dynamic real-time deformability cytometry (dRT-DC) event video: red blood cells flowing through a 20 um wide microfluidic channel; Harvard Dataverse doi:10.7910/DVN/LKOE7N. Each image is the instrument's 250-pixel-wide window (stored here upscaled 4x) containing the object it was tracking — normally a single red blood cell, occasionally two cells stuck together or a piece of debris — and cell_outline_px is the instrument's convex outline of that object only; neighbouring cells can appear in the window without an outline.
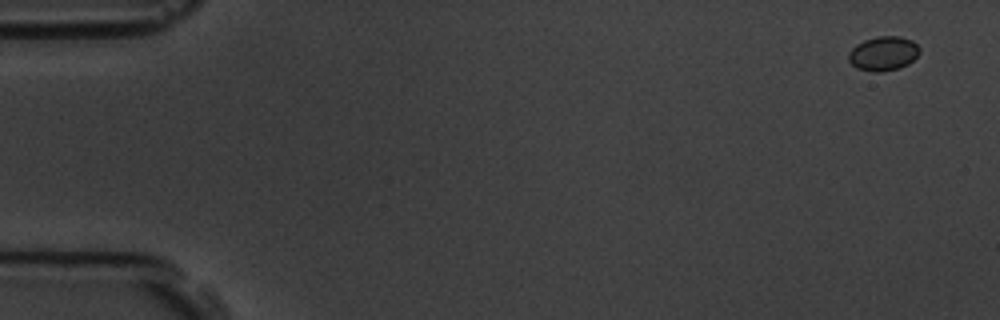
{"species": "common noctule bat (a hibernating species)", "species_latin": "Nyctalus noctula", "temperature_condition": "room temperature", "stored_images_in_passage": 5, "camera_frame_rate_fps": 3000, "um_per_image_px": 0.085, "animal": {"sex": "male", "body_mass_g": 19.5, "forearm_length_mm": 54.6}, "frame": {"image": 1, "passage_image": 1, "time_ms": 0.0, "image_size_px": [1000, 320], "cell_outline_px": [[920, 52], [908, 64], [900, 68], [880, 72], [872, 72], [856, 68], [848, 60], [848, 52], [856, 44], [864, 40], [876, 36], [900, 36], [912, 40], [920, 48]], "centroid_in_image_um": [75.07, 4.55], "position_along_channel_um": 9.9, "area_um2": 14.33}}
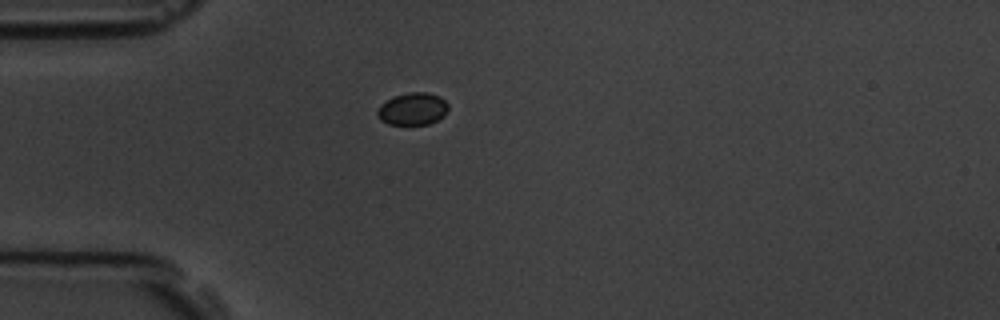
{"frame": {"image": 2, "passage_image": 5, "time_ms": 4.333, "image_size_px": [1000, 320], "cell_outline_px": [[448, 108], [444, 116], [428, 124], [388, 124], [380, 120], [376, 116], [376, 112], [380, 104], [396, 96], [408, 92], [428, 92], [440, 96], [448, 104]], "centroid_in_image_um": [35.07, 9.25], "position_along_channel_um": 49.9, "area_um2": 13.35}}